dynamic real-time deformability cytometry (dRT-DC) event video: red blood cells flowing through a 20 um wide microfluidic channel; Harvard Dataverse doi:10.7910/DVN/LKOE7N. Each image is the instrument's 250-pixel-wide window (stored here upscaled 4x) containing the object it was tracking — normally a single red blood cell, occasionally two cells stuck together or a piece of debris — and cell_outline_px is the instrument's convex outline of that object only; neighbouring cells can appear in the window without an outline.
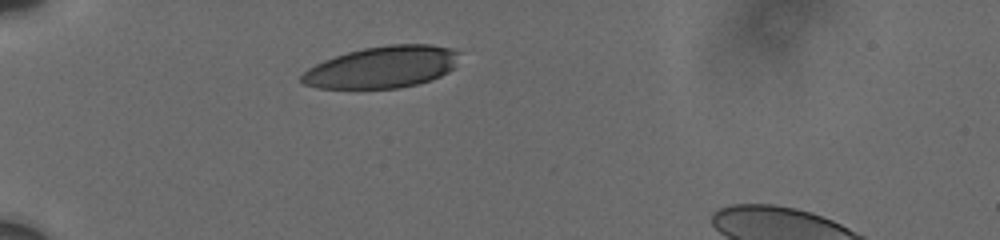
{"species": "human", "species_latin": "Homo sapiens", "temperature_condition": "cold", "stored_images_in_passage": 4, "camera_frame_rate_fps": 3000, "um_per_image_px": 0.085, "donor": {"sex": "male"}, "frame": {"image": 1, "passage_image": 2, "time_ms": 0.667, "image_size_px": [1000, 240], "cell_outline_px": [[460, 52], [456, 68], [432, 80], [416, 84], [396, 88], [316, 88], [304, 84], [300, 80], [300, 76], [308, 68], [324, 60], [348, 52], [364, 48], [388, 44], [432, 44], [452, 48]], "centroid_in_image_um": [32.53, 5.69], "position_along_channel_um": 52.5, "area_um2": 38.61}}
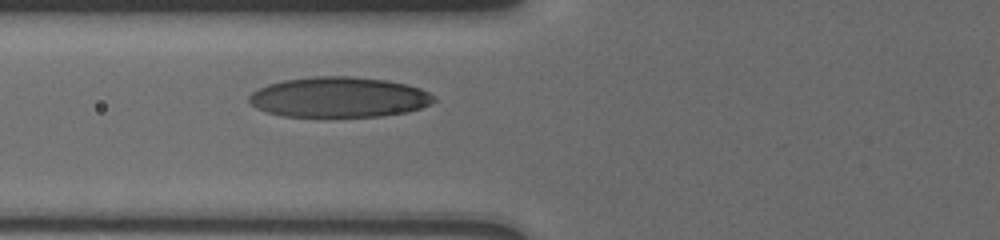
{"frame": {"image": 2, "passage_image": 4, "time_ms": 2.667, "image_size_px": [1000, 240], "cell_outline_px": [[436, 100], [420, 108], [408, 112], [380, 116], [284, 116], [268, 112], [256, 108], [248, 100], [248, 96], [252, 92], [268, 84], [284, 80], [312, 76], [352, 76], [384, 80], [404, 84], [420, 88], [428, 92]], "centroid_in_image_um": [28.78, 8.26], "position_along_channel_um": 97.0, "area_um2": 43.12}}